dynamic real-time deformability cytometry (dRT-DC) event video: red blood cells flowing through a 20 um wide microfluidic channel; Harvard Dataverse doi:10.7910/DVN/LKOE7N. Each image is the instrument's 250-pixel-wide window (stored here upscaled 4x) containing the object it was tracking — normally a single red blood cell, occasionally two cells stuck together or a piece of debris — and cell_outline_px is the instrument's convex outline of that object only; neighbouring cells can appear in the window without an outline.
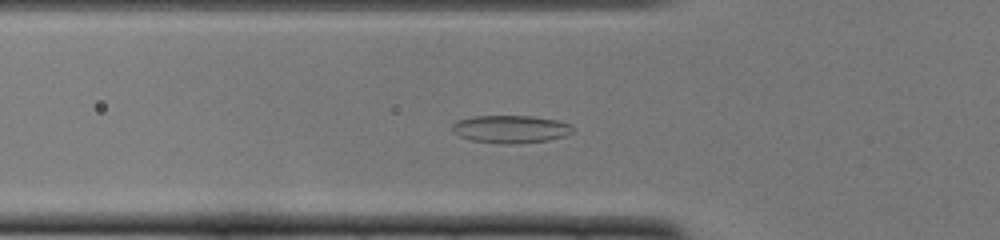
{"species": "common noctule bat (a hibernating species)", "species_latin": "Nyctalus noctula", "temperature_condition": "cold", "stored_images_in_passage": 39, "camera_frame_rate_fps": 3000, "um_per_image_px": 0.085, "animal": {"sex": "female", "body_mass_g": 22.0, "forearm_length_mm": 56.7}, "frame": {"image": 1, "passage_image": 5, "time_ms": 1.333, "image_size_px": [1000, 240], "cell_outline_px": [[572, 132], [564, 136], [548, 140], [508, 144], [472, 140], [460, 136], [452, 132], [452, 124], [456, 120], [472, 116], [532, 116], [560, 120], [572, 124]], "centroid_in_image_um": [43.4, 10.95], "position_along_channel_um": 82.4, "area_um2": 19.48}}
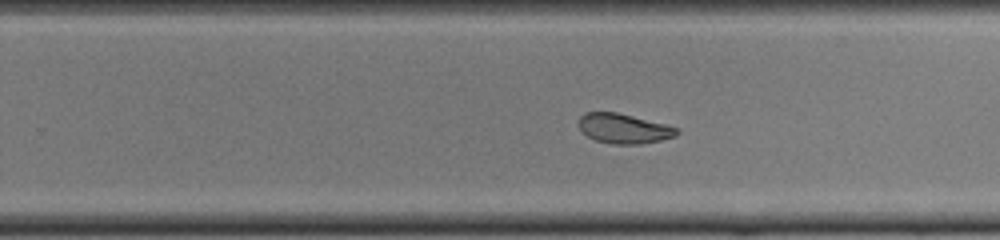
{"frame": {"image": 2, "passage_image": 20, "time_ms": 6.333, "image_size_px": [1000, 240], "cell_outline_px": [[680, 132], [676, 136], [660, 140], [640, 144], [612, 144], [596, 140], [588, 136], [580, 128], [580, 116], [584, 112], [616, 112], [680, 128]], "centroid_in_image_um": [53.05, 10.93], "position_along_channel_um": 276.7, "area_um2": 16.82}}
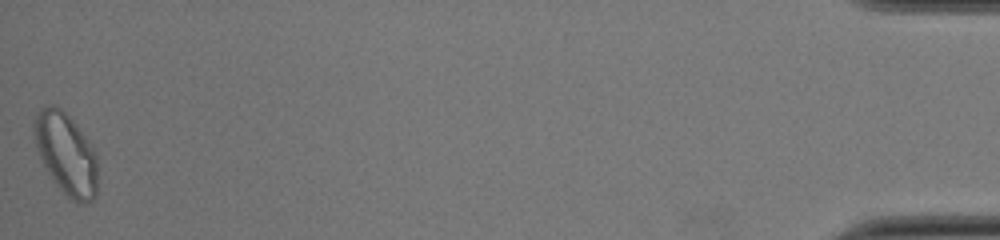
{"frame": {"image": 3, "passage_image": 39, "time_ms": 12.667, "image_size_px": [1000, 240], "cell_outline_px": [[96, 196], [92, 200], [84, 204], [76, 204], [56, 184], [48, 172], [36, 148], [32, 128], [32, 120], [40, 108], [48, 104], [56, 104], [76, 124], [92, 148], [96, 156]], "centroid_in_image_um": [5.57, 13.05], "position_along_channel_um": 429.6, "area_um2": 30.06}, "authors_computed_cell_mechanics": {"area_um2": 18.207, "velocity_mm_per_s": 3.8884, "shape_relaxation_time_tau1_ms": 9.0413, "shape_relaxation_time_tau2_ms": 3.421, "deformation_change_tau1": 0.214, "deformation_change_tau2": 0.0962}}